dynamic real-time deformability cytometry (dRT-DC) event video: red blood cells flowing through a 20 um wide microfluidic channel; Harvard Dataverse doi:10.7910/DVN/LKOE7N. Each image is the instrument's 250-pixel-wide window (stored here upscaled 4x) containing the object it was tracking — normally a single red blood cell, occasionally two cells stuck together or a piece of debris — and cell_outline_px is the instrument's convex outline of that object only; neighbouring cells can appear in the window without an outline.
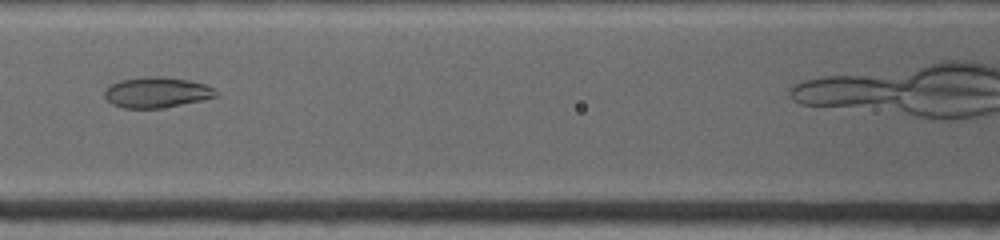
{"species": "common noctule bat (a hibernating species)", "species_latin": "Nyctalus noctula", "temperature_condition": "warm", "stored_images_in_passage": 24, "camera_frame_rate_fps": 4500, "um_per_image_px": 0.085, "animal": {"sex": "female", "body_mass_g": 19.0, "forearm_length_mm": 53.3}, "frame": {"image": 1, "passage_image": 10, "time_ms": 4.0, "image_size_px": [1000, 240], "cell_outline_px": [[220, 96], [164, 108], [124, 108], [112, 104], [104, 96], [104, 88], [120, 80], [144, 76], [164, 76], [188, 80], [204, 84], [220, 92]], "centroid_in_image_um": [13.33, 7.85], "position_along_channel_um": 153.3, "area_um2": 20.06}}
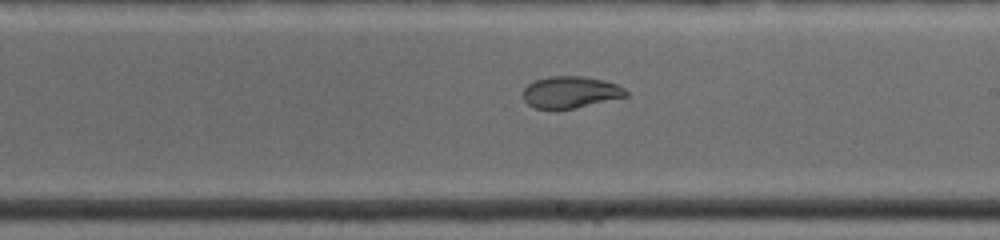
{"frame": {"image": 2, "passage_image": 15, "time_ms": 6.222, "image_size_px": [1000, 240], "cell_outline_px": [[628, 96], [576, 108], [536, 108], [528, 104], [524, 100], [524, 88], [528, 84], [536, 80], [548, 76], [584, 76], [604, 80], [616, 84], [624, 88], [628, 92]], "centroid_in_image_um": [48.52, 7.82], "position_along_channel_um": 240.5, "area_um2": 18.9}}
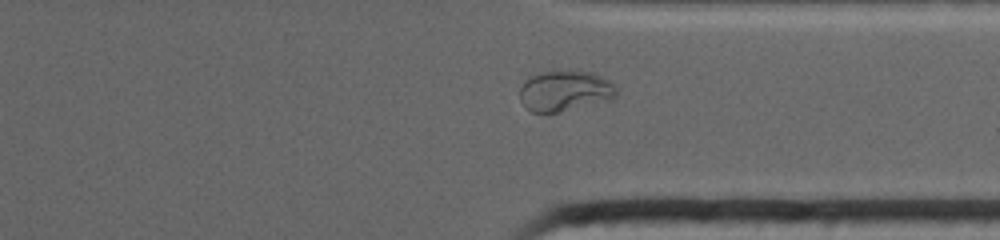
{"frame": {"image": 3, "passage_image": 22, "time_ms": 9.333, "image_size_px": [1000, 240], "cell_outline_px": [[616, 96], [612, 100], [556, 112], [532, 112], [524, 108], [520, 100], [520, 84], [532, 76], [540, 72], [592, 72], [616, 84]], "centroid_in_image_um": [48.01, 7.74], "position_along_channel_um": 363.4, "area_um2": 22.72}}